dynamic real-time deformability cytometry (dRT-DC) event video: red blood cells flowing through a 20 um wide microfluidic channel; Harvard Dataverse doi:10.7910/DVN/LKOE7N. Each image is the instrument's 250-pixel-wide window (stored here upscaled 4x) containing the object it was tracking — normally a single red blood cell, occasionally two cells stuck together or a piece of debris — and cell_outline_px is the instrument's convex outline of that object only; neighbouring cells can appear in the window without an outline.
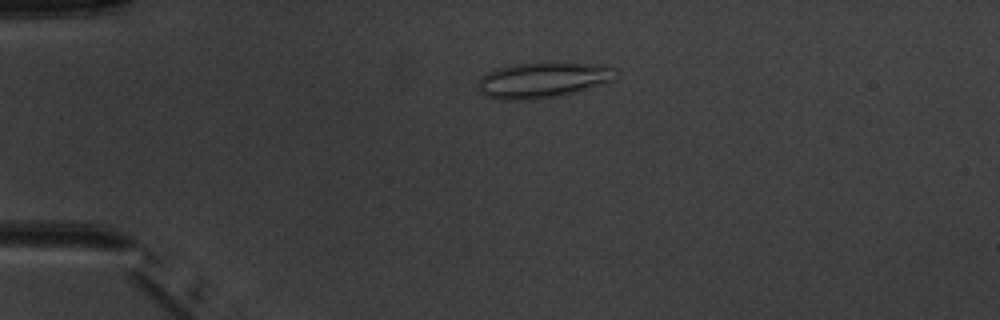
{"species": "common noctule bat (a hibernating species)", "species_latin": "Nyctalus noctula", "temperature_condition": "warm", "stored_images_in_passage": 5, "camera_frame_rate_fps": 3000, "um_per_image_px": 0.085, "animal": {"sex": "male", "body_mass_g": 20.1, "forearm_length_mm": 53.5}, "frame": {"image": 1, "passage_image": 4, "time_ms": 3.667, "image_size_px": [1000, 320], "cell_outline_px": [[616, 68], [612, 80], [560, 96], [528, 100], [500, 100], [484, 96], [476, 88], [476, 84], [480, 76], [496, 68], [516, 64], [596, 64]], "centroid_in_image_um": [46.0, 6.83], "position_along_channel_um": 39.0, "area_um2": 28.03}}